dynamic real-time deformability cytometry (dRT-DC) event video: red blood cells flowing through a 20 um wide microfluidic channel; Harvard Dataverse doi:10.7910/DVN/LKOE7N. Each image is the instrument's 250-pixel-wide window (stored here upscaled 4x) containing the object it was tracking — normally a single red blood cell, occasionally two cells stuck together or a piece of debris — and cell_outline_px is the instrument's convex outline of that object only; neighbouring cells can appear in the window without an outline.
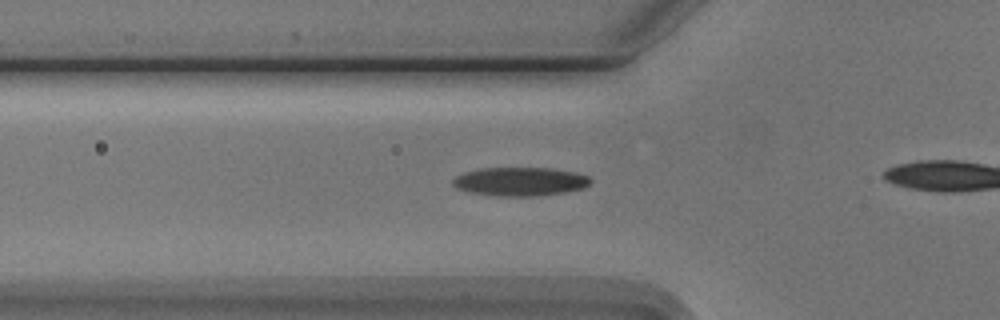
{"species": "Egyptian fruit bat (a non-hibernating species)", "species_latin": "Rousettus aegyptiacus", "temperature_condition": "cold", "stored_images_in_passage": 15, "camera_frame_rate_fps": 3000, "um_per_image_px": 0.085, "animal": {"sex": "male"}, "frame": {"image": 1, "passage_image": 3, "time_ms": 0.667, "image_size_px": [1000, 320], "cell_outline_px": [[592, 180], [584, 188], [564, 192], [536, 196], [496, 196], [468, 192], [456, 188], [452, 184], [452, 180], [456, 176], [464, 172], [476, 168], [552, 168], [576, 172], [588, 176]], "centroid_in_image_um": [44.18, 15.43], "position_along_channel_um": 81.6, "area_um2": 23.18}}
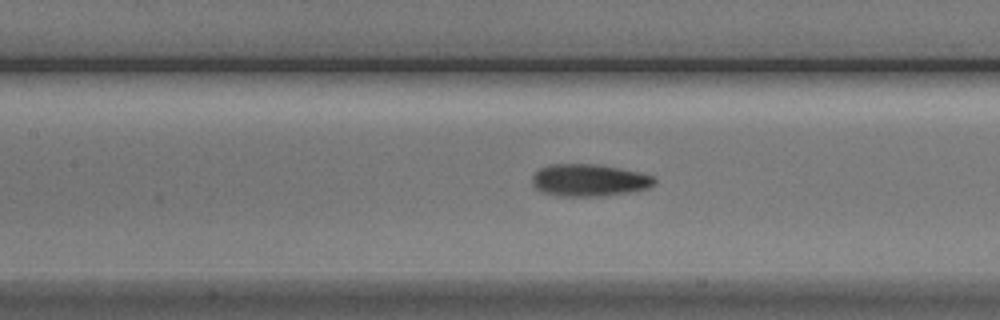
{"frame": {"image": 2, "passage_image": 9, "time_ms": 2.667, "image_size_px": [1000, 320], "cell_outline_px": [[656, 180], [648, 188], [632, 192], [604, 196], [556, 196], [544, 192], [536, 188], [532, 184], [532, 176], [540, 168], [548, 164], [596, 164], [640, 172], [652, 176]], "centroid_in_image_um": [50.06, 15.32], "position_along_channel_um": 157.3, "area_um2": 22.95}}
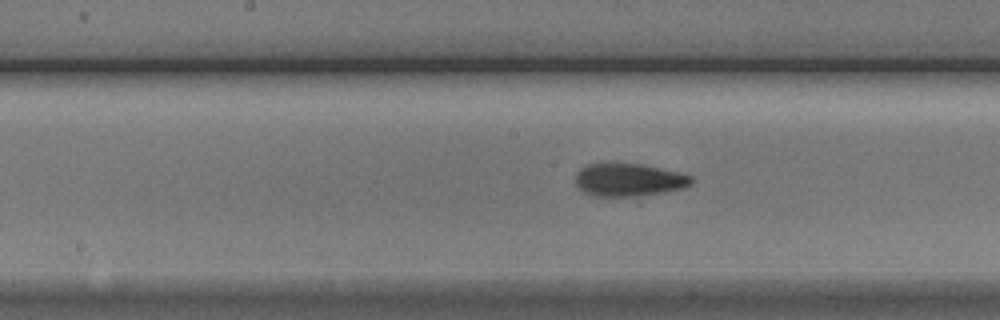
{"frame": {"image": 3, "passage_image": 12, "time_ms": 3.667, "image_size_px": [1000, 320], "cell_outline_px": [[696, 180], [692, 184], [684, 188], [664, 192], [632, 196], [592, 196], [584, 192], [576, 184], [576, 172], [580, 168], [588, 164], [640, 164], [676, 172], [692, 176]], "centroid_in_image_um": [53.46, 15.3], "position_along_channel_um": 194.7, "area_um2": 21.96}}